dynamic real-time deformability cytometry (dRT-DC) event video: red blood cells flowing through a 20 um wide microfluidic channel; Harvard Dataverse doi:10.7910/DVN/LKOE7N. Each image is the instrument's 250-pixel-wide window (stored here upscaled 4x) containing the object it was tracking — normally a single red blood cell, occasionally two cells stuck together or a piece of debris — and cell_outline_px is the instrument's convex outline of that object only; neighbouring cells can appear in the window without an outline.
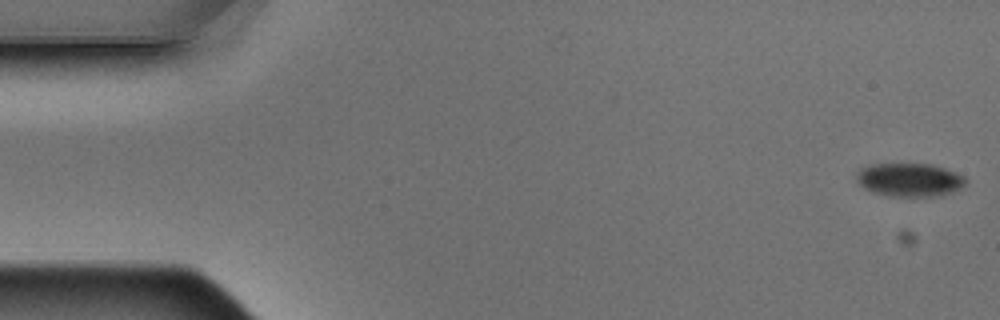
{"species": "Egyptian fruit bat (a non-hibernating species)", "species_latin": "Rousettus aegyptiacus", "temperature_condition": "warm", "stored_images_in_passage": 4, "camera_frame_rate_fps": 3000, "um_per_image_px": 0.085, "animal": {"sex": "male"}, "frame": {"image": 1, "passage_image": 1, "time_ms": 0.0, "image_size_px": [1000, 320], "cell_outline_px": [[968, 184], [944, 196], [888, 196], [872, 192], [864, 188], [856, 180], [856, 172], [860, 168], [872, 164], [932, 164], [956, 172], [964, 176], [968, 180]], "centroid_in_image_um": [77.33, 15.29], "position_along_channel_um": 7.7, "area_um2": 21.56}}
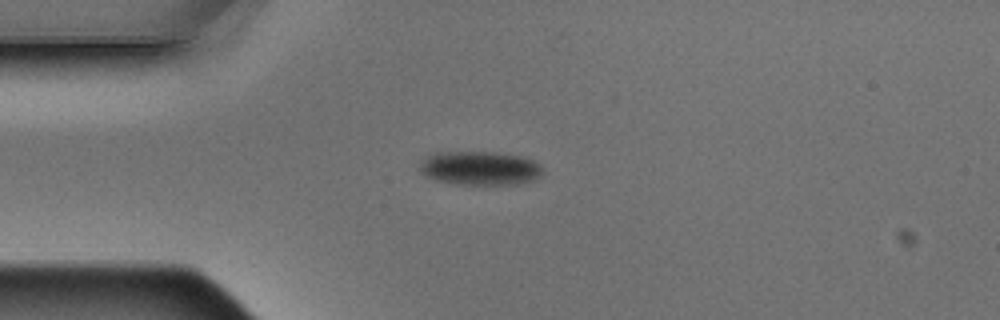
{"frame": {"image": 2, "passage_image": 4, "time_ms": 1.0, "image_size_px": [1000, 320], "cell_outline_px": [[544, 172], [536, 180], [520, 184], [460, 184], [436, 180], [420, 172], [420, 164], [428, 156], [436, 152], [492, 152], [520, 156], [532, 160], [540, 164]], "centroid_in_image_um": [40.85, 14.3], "position_along_channel_um": 44.2, "area_um2": 24.16}}